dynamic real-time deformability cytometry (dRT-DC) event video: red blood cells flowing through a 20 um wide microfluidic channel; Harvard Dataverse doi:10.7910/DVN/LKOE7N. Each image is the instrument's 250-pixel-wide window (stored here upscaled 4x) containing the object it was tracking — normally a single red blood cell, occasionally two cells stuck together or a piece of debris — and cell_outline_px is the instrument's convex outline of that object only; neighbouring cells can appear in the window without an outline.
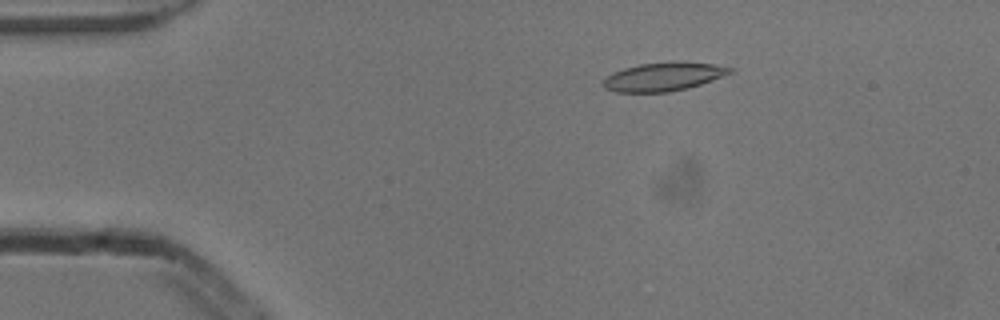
{"species": "common noctule bat (a hibernating species)", "species_latin": "Nyctalus noctula", "temperature_condition": "cold", "stored_images_in_passage": 2, "camera_frame_rate_fps": 3000, "um_per_image_px": 0.085, "animal": {"sex": "male", "body_mass_g": 13.3}, "frame": {"image": 1, "passage_image": 1, "time_ms": 0.0, "image_size_px": [1000, 320], "cell_outline_px": [[732, 72], [724, 76], [688, 88], [668, 92], [616, 92], [604, 88], [600, 84], [604, 76], [612, 72], [624, 68], [640, 64], [672, 60], [680, 60], [712, 64], [732, 68]], "centroid_in_image_um": [56.33, 6.5], "position_along_channel_um": 28.7, "area_um2": 21.5}}